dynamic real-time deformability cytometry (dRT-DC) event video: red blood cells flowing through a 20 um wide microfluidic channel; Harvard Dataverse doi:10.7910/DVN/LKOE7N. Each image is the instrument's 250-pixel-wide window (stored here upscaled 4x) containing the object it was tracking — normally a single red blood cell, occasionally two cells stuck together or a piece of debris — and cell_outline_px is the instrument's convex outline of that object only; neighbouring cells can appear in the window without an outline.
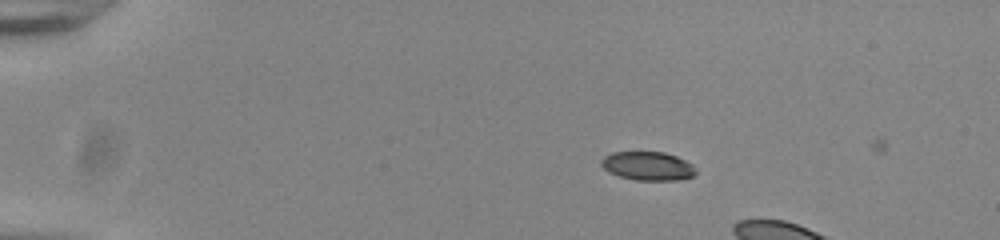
{"species": "common noctule bat (a hibernating species)", "species_latin": "Nyctalus noctula", "temperature_condition": "room temperature", "stored_images_in_passage": 7, "camera_frame_rate_fps": 3000, "um_per_image_px": 0.085, "animal": {"sex": "male", "body_mass_g": 20.0, "forearm_length_mm": 53.3}, "frame": {"image": 1, "passage_image": 1, "time_ms": 0.0, "image_size_px": [1000, 240], "cell_outline_px": [[696, 172], [692, 176], [676, 180], [636, 180], [620, 176], [608, 172], [600, 164], [600, 160], [604, 156], [612, 152], [664, 152], [676, 156], [692, 164], [696, 168]], "centroid_in_image_um": [55.04, 14.1], "position_along_channel_um": 30.0, "area_um2": 15.78}}